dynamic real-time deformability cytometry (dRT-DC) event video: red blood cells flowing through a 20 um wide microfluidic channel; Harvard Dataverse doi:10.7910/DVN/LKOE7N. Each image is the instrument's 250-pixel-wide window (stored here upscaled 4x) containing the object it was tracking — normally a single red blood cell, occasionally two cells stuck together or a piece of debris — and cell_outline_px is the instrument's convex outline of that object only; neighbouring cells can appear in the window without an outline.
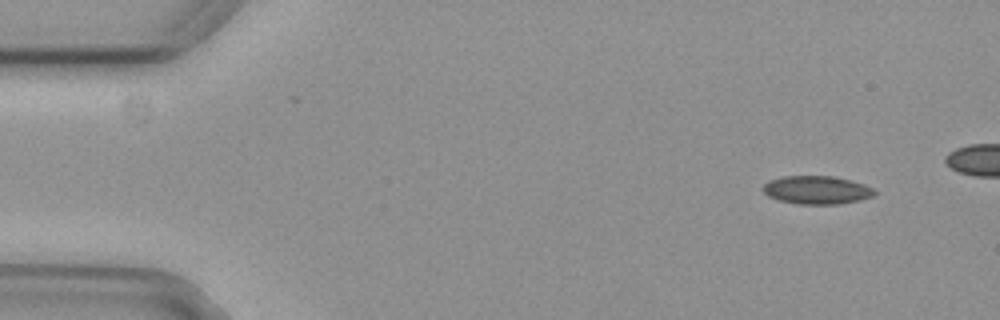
{"species": "common noctule bat (a hibernating species)", "species_latin": "Nyctalus noctula", "temperature_condition": "cold", "stored_images_in_passage": 5, "camera_frame_rate_fps": 3000, "um_per_image_px": 0.085, "animal": {"sex": "female", "body_mass_g": 29.2, "forearm_length_mm": 56.3}, "frame": {"image": 1, "passage_image": 1, "time_ms": 0.0, "image_size_px": [1000, 320], "cell_outline_px": [[876, 192], [872, 196], [860, 200], [840, 204], [800, 204], [780, 200], [768, 196], [760, 188], [768, 180], [784, 176], [832, 176], [864, 184], [872, 188]], "centroid_in_image_um": [69.39, 16.15], "position_along_channel_um": 15.6, "area_um2": 18.26}}